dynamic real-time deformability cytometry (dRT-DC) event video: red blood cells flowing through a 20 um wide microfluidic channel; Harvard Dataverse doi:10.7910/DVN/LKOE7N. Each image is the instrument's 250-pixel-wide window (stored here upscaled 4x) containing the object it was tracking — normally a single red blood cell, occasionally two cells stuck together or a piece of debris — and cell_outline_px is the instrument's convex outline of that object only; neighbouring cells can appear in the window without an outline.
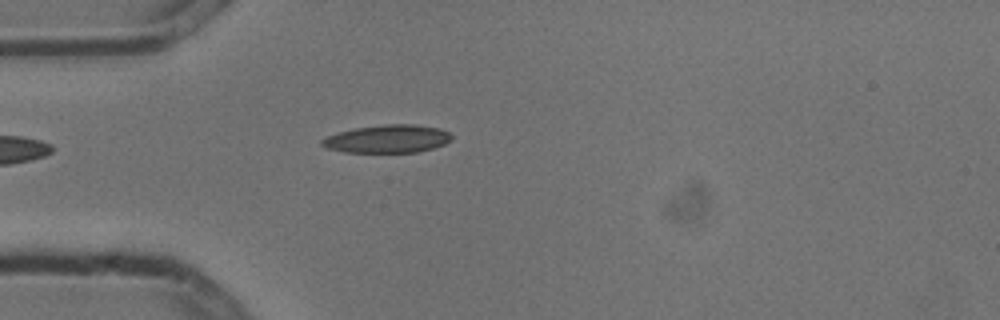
{"species": "common noctule bat (a hibernating species)", "species_latin": "Nyctalus noctula", "temperature_condition": "cold", "stored_images_in_passage": 4, "camera_frame_rate_fps": 3000, "um_per_image_px": 0.085, "animal": {"sex": "male", "body_mass_g": 13.3}, "frame": {"image": 1, "passage_image": 4, "time_ms": 1.0, "image_size_px": [1000, 320], "cell_outline_px": [[452, 140], [444, 144], [432, 148], [416, 152], [344, 152], [328, 148], [320, 144], [320, 140], [328, 136], [340, 132], [356, 128], [388, 124], [416, 124], [440, 128], [448, 132], [452, 136]], "centroid_in_image_um": [32.96, 11.8], "position_along_channel_um": 52.0, "area_um2": 20.98}}